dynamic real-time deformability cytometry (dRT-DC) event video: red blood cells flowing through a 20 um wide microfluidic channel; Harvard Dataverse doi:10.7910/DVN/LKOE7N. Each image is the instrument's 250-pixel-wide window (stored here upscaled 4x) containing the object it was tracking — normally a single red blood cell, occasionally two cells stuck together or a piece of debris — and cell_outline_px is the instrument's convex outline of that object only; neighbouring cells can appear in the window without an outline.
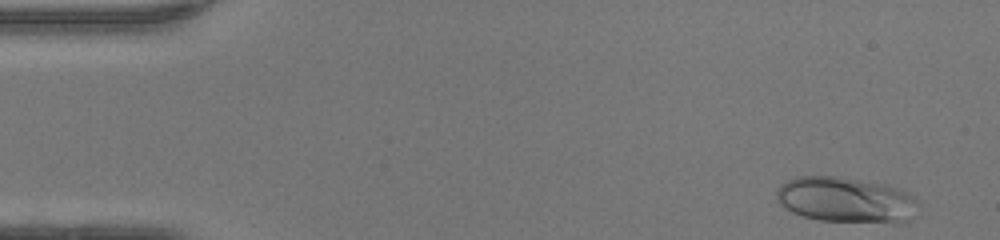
{"species": "human", "species_latin": "Homo sapiens", "temperature_condition": "warm", "stored_images_in_passage": 47, "camera_frame_rate_fps": 3000, "um_per_image_px": 0.085, "donor": {"sex": "female"}, "frame": {"image": 1, "passage_image": 2, "time_ms": 0.333, "image_size_px": [1000, 240], "cell_outline_px": [[920, 204], [908, 220], [904, 224], [896, 224], [820, 220], [804, 216], [792, 212], [784, 208], [776, 200], [776, 188], [780, 184], [796, 176], [836, 176], [888, 184], [900, 188], [916, 196]], "centroid_in_image_um": [71.95, 16.99], "position_along_channel_um": 13.1, "area_um2": 38.55}}
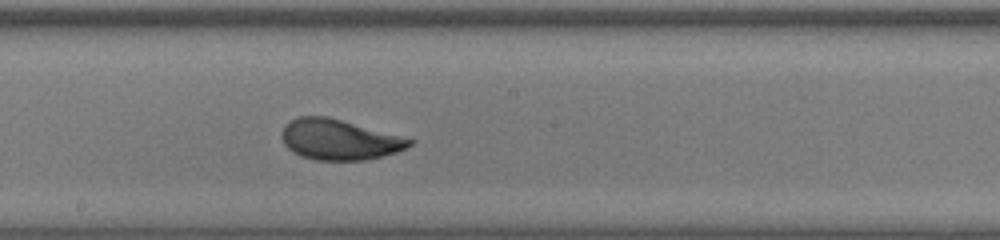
{"frame": {"image": 2, "passage_image": 25, "time_ms": 8.0, "image_size_px": [1000, 240], "cell_outline_px": [[416, 140], [412, 144], [396, 152], [364, 160], [316, 160], [300, 156], [292, 152], [284, 144], [280, 136], [280, 132], [284, 124], [300, 116], [328, 116]], "centroid_in_image_um": [28.78, 11.86], "position_along_channel_um": 219.4, "area_um2": 30.11}}
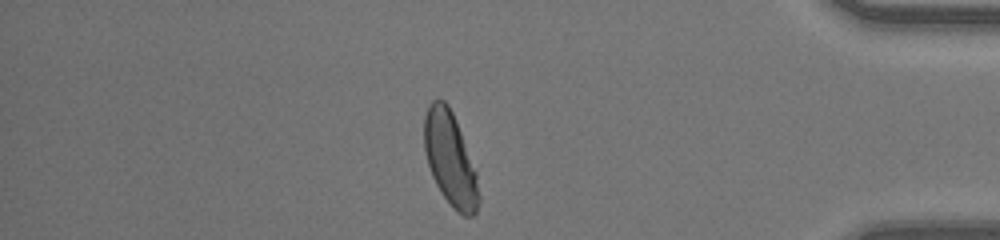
{"frame": {"image": 3, "passage_image": 40, "time_ms": 13.0, "image_size_px": [1000, 240], "cell_outline_px": [[480, 200], [476, 212], [472, 216], [464, 216], [456, 212], [452, 208], [436, 184], [432, 176], [424, 152], [424, 116], [428, 104], [432, 100], [444, 100], [448, 104], [452, 112], [476, 172], [480, 196]], "centroid_in_image_um": [38.25, 13.54], "position_along_channel_um": 396.9, "area_um2": 29.59}, "authors_computed_cell_mechanics": {"area_um2": 30.6918, "velocity_mm_per_s": 4.2781, "shape_relaxation_time_tau1_ms": 3.103, "shape_relaxation_time_tau2_ms": null, "deformation_change_tau1": 0.1719, "deformation_change_tau2": null}}